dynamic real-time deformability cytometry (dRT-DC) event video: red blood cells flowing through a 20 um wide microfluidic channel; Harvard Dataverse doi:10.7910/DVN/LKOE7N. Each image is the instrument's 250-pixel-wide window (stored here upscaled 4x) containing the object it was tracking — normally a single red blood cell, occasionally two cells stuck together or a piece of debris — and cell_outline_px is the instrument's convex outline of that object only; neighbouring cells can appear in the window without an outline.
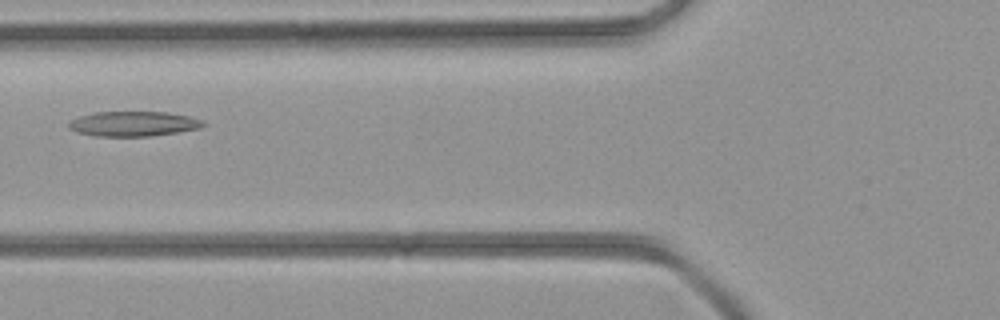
{"species": "common noctule bat (a hibernating species)", "species_latin": "Nyctalus noctula", "temperature_condition": "room temperature", "stored_images_in_passage": 30, "camera_frame_rate_fps": 3000, "um_per_image_px": 0.085, "animal": {"sex": "female", "body_mass_g": 21.9}, "frame": {"image": 1, "passage_image": 4, "time_ms": 1.0, "image_size_px": [1000, 320], "cell_outline_px": [[208, 124], [200, 128], [152, 136], [92, 136], [76, 132], [68, 128], [68, 124], [72, 120], [80, 116], [92, 112], [168, 112], [188, 116], [204, 120]], "centroid_in_image_um": [11.35, 10.52], "position_along_channel_um": 114.5, "area_um2": 19.65}}
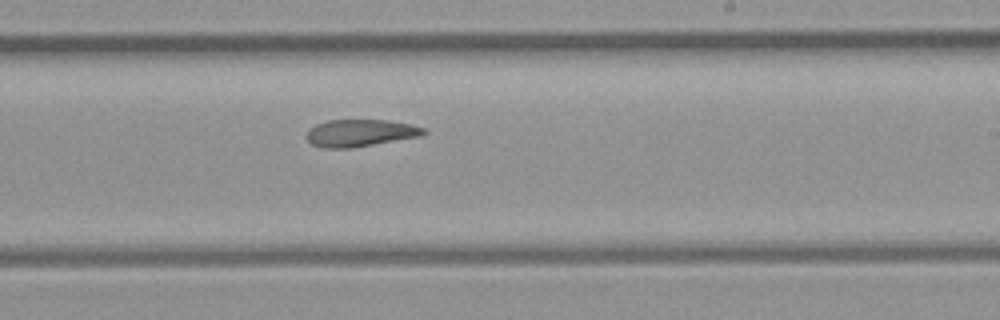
{"frame": {"image": 2, "passage_image": 13, "time_ms": 4.0, "image_size_px": [1000, 320], "cell_outline_px": [[428, 132], [420, 136], [352, 148], [324, 148], [312, 144], [308, 140], [308, 132], [316, 124], [328, 120], [388, 120], [412, 124], [424, 128]], "centroid_in_image_um": [30.66, 11.3], "position_along_channel_um": 258.3, "area_um2": 18.38}}
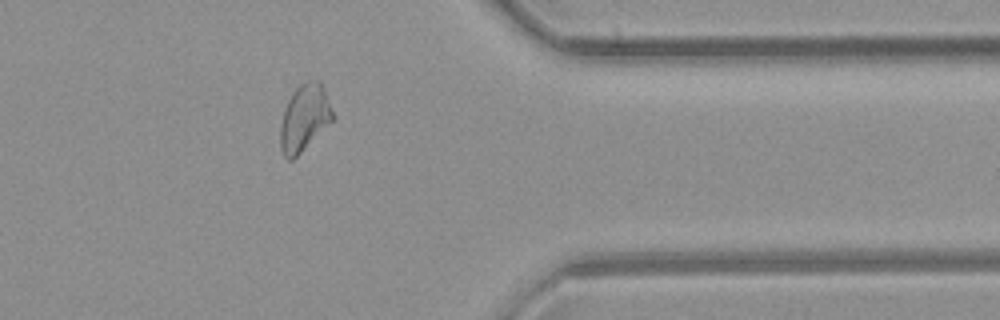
{"frame": {"image": 3, "passage_image": 22, "time_ms": 7.0, "image_size_px": [1000, 320], "cell_outline_px": [[336, 116], [292, 160], [288, 160], [284, 156], [280, 148], [280, 128], [284, 108], [292, 92], [300, 84], [308, 80], [320, 80]], "centroid_in_image_um": [25.87, 9.98], "position_along_channel_um": 385.5, "area_um2": 20.17}}